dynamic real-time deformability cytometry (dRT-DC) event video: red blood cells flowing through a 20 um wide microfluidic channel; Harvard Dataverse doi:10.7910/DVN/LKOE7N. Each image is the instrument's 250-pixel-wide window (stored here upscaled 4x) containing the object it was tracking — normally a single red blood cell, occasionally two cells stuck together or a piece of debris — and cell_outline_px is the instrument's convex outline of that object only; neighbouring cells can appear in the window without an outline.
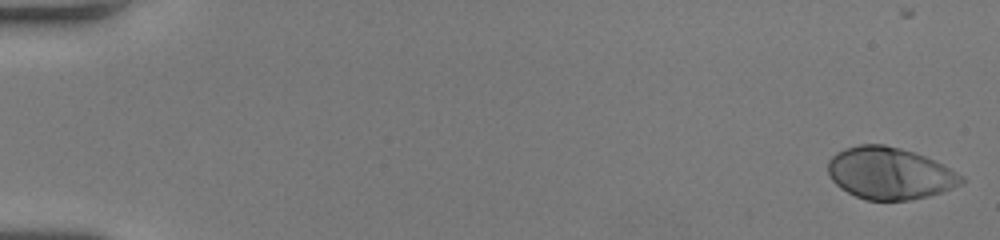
{"species": "human", "species_latin": "Homo sapiens", "temperature_condition": "room temperature", "stored_images_in_passage": 53, "camera_frame_rate_fps": 3000, "um_per_image_px": 0.085, "donor": {"sex": "female"}, "frame": {"image": 1, "passage_image": 1, "time_ms": 0.0, "image_size_px": [1000, 240], "cell_outline_px": [[968, 180], [944, 192], [928, 196], [908, 200], [864, 200], [840, 188], [832, 180], [828, 172], [828, 160], [836, 152], [844, 148], [860, 144], [884, 144], [900, 148], [924, 156], [944, 164], [964, 176]], "centroid_in_image_um": [75.64, 14.73], "position_along_channel_um": 9.4, "area_um2": 40.63}}
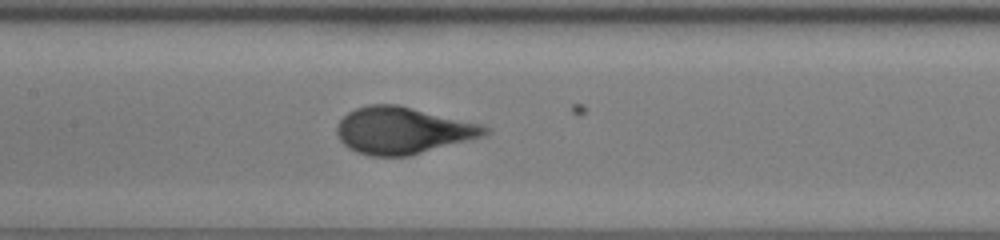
{"frame": {"image": 2, "passage_image": 27, "time_ms": 8.667, "image_size_px": [1000, 240], "cell_outline_px": [[492, 132], [484, 136], [408, 156], [372, 156], [356, 152], [348, 148], [340, 140], [336, 132], [336, 124], [348, 112], [356, 108], [368, 104], [396, 104], [480, 124], [488, 128]], "centroid_in_image_um": [34.19, 11.09], "position_along_channel_um": 173.2, "area_um2": 40.17}}
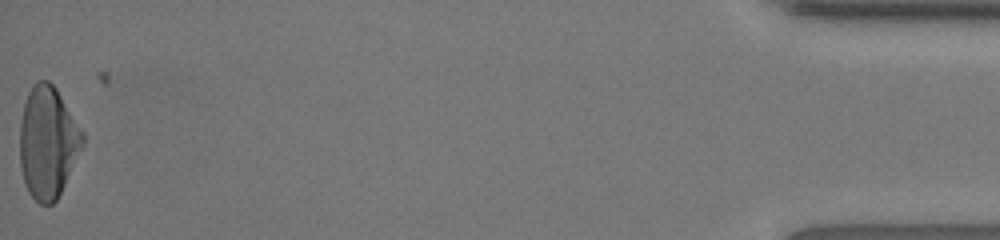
{"frame": {"image": 3, "passage_image": 53, "time_ms": 17.333, "image_size_px": [1000, 240], "cell_outline_px": [[84, 144], [56, 200], [52, 204], [40, 204], [28, 192], [24, 184], [20, 168], [20, 124], [24, 104], [28, 92], [32, 84], [36, 80], [48, 80], [56, 88], [84, 132]], "centroid_in_image_um": [4.05, 12.07], "position_along_channel_um": 431.1, "area_um2": 40.92}, "authors_computed_cell_mechanics": {"area_um2": 39.593, "velocity_mm_per_s": 4.0318, "shape_relaxation_time_tau1_ms": 4.2389, "shape_relaxation_time_tau2_ms": null, "deformation_change_tau1": 0.2444, "deformation_change_tau2": null}}